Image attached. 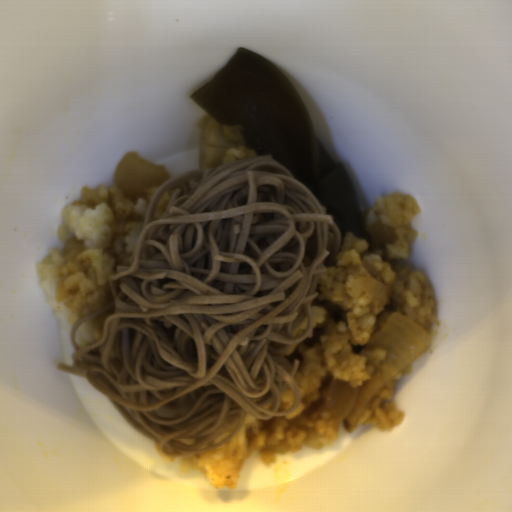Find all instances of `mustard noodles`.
I'll return each mask as SVG.
<instances>
[{"label": "mustard noodles", "mask_w": 512, "mask_h": 512, "mask_svg": "<svg viewBox=\"0 0 512 512\" xmlns=\"http://www.w3.org/2000/svg\"><path fill=\"white\" fill-rule=\"evenodd\" d=\"M342 242L272 155L174 176L153 195L131 262L107 278L110 301L71 326L73 365L56 370L83 377L166 458L222 446L247 413L297 411L300 360L282 355L311 338L318 282ZM91 318L101 337L78 348L75 329ZM289 386L294 404L278 411Z\"/></svg>", "instance_id": "mustard-noodles-1"}]
</instances>
